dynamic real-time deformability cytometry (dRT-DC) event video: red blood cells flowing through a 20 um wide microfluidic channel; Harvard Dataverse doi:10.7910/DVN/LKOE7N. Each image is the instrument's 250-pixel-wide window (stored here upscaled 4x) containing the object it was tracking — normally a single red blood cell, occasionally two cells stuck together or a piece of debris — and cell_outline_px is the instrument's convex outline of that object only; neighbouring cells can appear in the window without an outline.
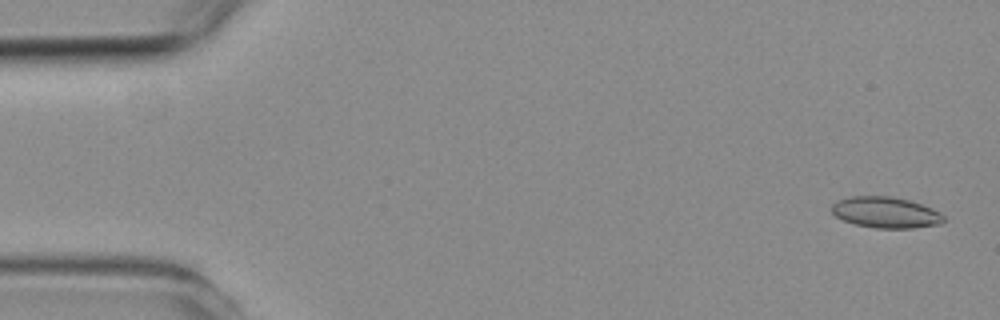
{"species": "common noctule bat (a hibernating species)", "species_latin": "Nyctalus noctula", "temperature_condition": "room temperature", "stored_images_in_passage": 5, "segment_of_instrument_passage": [1, 2], "camera_frame_rate_fps": 3000, "um_per_image_px": 0.085, "animal": {"sex": "female", "body_mass_g": 19.3, "forearm_length_mm": 54.1}, "frame": {"image": 1, "passage_image": 1, "time_ms": 0.0, "image_size_px": [1000, 320], "cell_outline_px": [[944, 220], [940, 224], [912, 228], [876, 228], [856, 224], [844, 220], [836, 216], [832, 212], [832, 204], [836, 200], [852, 196], [892, 196], [908, 200], [932, 208], [940, 212], [944, 216]], "centroid_in_image_um": [75.28, 18.05], "position_along_channel_um": 9.7, "area_um2": 20.17}}